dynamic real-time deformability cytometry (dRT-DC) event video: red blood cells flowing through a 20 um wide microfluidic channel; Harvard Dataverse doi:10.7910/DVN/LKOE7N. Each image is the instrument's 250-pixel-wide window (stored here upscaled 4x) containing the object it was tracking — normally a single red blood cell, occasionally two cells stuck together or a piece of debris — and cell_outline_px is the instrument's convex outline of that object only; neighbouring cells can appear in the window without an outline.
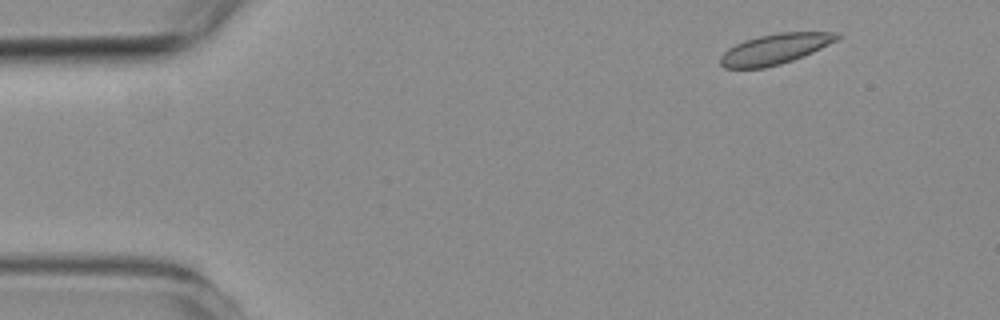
{"species": "common noctule bat (a hibernating species)", "species_latin": "Nyctalus noctula", "temperature_condition": "room temperature", "stored_images_in_passage": 3, "camera_frame_rate_fps": 3000, "um_per_image_px": 0.085, "animal": {"sex": "female", "body_mass_g": 19.3, "forearm_length_mm": 54.1}, "frame": {"image": 1, "passage_image": 1, "time_ms": 0.0, "image_size_px": [1000, 320], "cell_outline_px": [[840, 36], [836, 40], [812, 52], [792, 60], [780, 64], [764, 68], [724, 68], [720, 64], [720, 56], [728, 48], [744, 40], [760, 36], [780, 32], [840, 32]], "centroid_in_image_um": [65.84, 4.16], "position_along_channel_um": 19.2, "area_um2": 20.46}}